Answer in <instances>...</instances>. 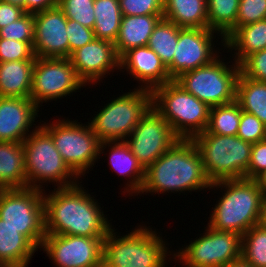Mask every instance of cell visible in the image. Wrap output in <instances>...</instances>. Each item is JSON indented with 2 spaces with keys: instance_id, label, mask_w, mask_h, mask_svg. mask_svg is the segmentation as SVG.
<instances>
[{
  "instance_id": "obj_1",
  "label": "cell",
  "mask_w": 266,
  "mask_h": 267,
  "mask_svg": "<svg viewBox=\"0 0 266 267\" xmlns=\"http://www.w3.org/2000/svg\"><path fill=\"white\" fill-rule=\"evenodd\" d=\"M85 191L78 182V185L54 188L48 195L43 193L46 235L106 237L112 225L94 196Z\"/></svg>"
},
{
  "instance_id": "obj_2",
  "label": "cell",
  "mask_w": 266,
  "mask_h": 267,
  "mask_svg": "<svg viewBox=\"0 0 266 267\" xmlns=\"http://www.w3.org/2000/svg\"><path fill=\"white\" fill-rule=\"evenodd\" d=\"M212 185L203 161L191 139H180L145 169L140 190L146 193L195 191Z\"/></svg>"
},
{
  "instance_id": "obj_3",
  "label": "cell",
  "mask_w": 266,
  "mask_h": 267,
  "mask_svg": "<svg viewBox=\"0 0 266 267\" xmlns=\"http://www.w3.org/2000/svg\"><path fill=\"white\" fill-rule=\"evenodd\" d=\"M218 186L224 187L225 193L213 208L207 225L242 236L259 223L264 196L254 179L221 180L208 189Z\"/></svg>"
},
{
  "instance_id": "obj_4",
  "label": "cell",
  "mask_w": 266,
  "mask_h": 267,
  "mask_svg": "<svg viewBox=\"0 0 266 267\" xmlns=\"http://www.w3.org/2000/svg\"><path fill=\"white\" fill-rule=\"evenodd\" d=\"M139 226L121 237L109 230L103 242L102 267H165L166 243L152 228Z\"/></svg>"
},
{
  "instance_id": "obj_5",
  "label": "cell",
  "mask_w": 266,
  "mask_h": 267,
  "mask_svg": "<svg viewBox=\"0 0 266 267\" xmlns=\"http://www.w3.org/2000/svg\"><path fill=\"white\" fill-rule=\"evenodd\" d=\"M200 153L211 183L247 179L252 143L237 135H216L206 130L191 139Z\"/></svg>"
},
{
  "instance_id": "obj_6",
  "label": "cell",
  "mask_w": 266,
  "mask_h": 267,
  "mask_svg": "<svg viewBox=\"0 0 266 267\" xmlns=\"http://www.w3.org/2000/svg\"><path fill=\"white\" fill-rule=\"evenodd\" d=\"M151 92L152 107L180 139H192L207 129L211 108L174 80Z\"/></svg>"
},
{
  "instance_id": "obj_7",
  "label": "cell",
  "mask_w": 266,
  "mask_h": 267,
  "mask_svg": "<svg viewBox=\"0 0 266 267\" xmlns=\"http://www.w3.org/2000/svg\"><path fill=\"white\" fill-rule=\"evenodd\" d=\"M35 128L23 142L27 187L44 190L46 182L58 183L57 188L78 184L80 177L64 162L52 136L41 125Z\"/></svg>"
},
{
  "instance_id": "obj_8",
  "label": "cell",
  "mask_w": 266,
  "mask_h": 267,
  "mask_svg": "<svg viewBox=\"0 0 266 267\" xmlns=\"http://www.w3.org/2000/svg\"><path fill=\"white\" fill-rule=\"evenodd\" d=\"M138 87L114 98L90 120L100 142L125 141L152 107V92Z\"/></svg>"
},
{
  "instance_id": "obj_9",
  "label": "cell",
  "mask_w": 266,
  "mask_h": 267,
  "mask_svg": "<svg viewBox=\"0 0 266 267\" xmlns=\"http://www.w3.org/2000/svg\"><path fill=\"white\" fill-rule=\"evenodd\" d=\"M217 56L209 64L182 73L174 81L210 108L236 100L239 65H230Z\"/></svg>"
},
{
  "instance_id": "obj_10",
  "label": "cell",
  "mask_w": 266,
  "mask_h": 267,
  "mask_svg": "<svg viewBox=\"0 0 266 267\" xmlns=\"http://www.w3.org/2000/svg\"><path fill=\"white\" fill-rule=\"evenodd\" d=\"M43 191L26 187L3 189L0 193V218L37 248L46 236Z\"/></svg>"
},
{
  "instance_id": "obj_11",
  "label": "cell",
  "mask_w": 266,
  "mask_h": 267,
  "mask_svg": "<svg viewBox=\"0 0 266 267\" xmlns=\"http://www.w3.org/2000/svg\"><path fill=\"white\" fill-rule=\"evenodd\" d=\"M47 124L45 122L41 125L52 136L64 162L78 177L84 176L85 171L93 167L96 159L100 158V141L91 125L88 123L82 126L79 122L68 119Z\"/></svg>"
},
{
  "instance_id": "obj_12",
  "label": "cell",
  "mask_w": 266,
  "mask_h": 267,
  "mask_svg": "<svg viewBox=\"0 0 266 267\" xmlns=\"http://www.w3.org/2000/svg\"><path fill=\"white\" fill-rule=\"evenodd\" d=\"M206 228L203 236L174 253V259L186 267H223L241 257V235Z\"/></svg>"
},
{
  "instance_id": "obj_13",
  "label": "cell",
  "mask_w": 266,
  "mask_h": 267,
  "mask_svg": "<svg viewBox=\"0 0 266 267\" xmlns=\"http://www.w3.org/2000/svg\"><path fill=\"white\" fill-rule=\"evenodd\" d=\"M83 86L85 83L69 58H35L30 98L38 107L44 101L61 99Z\"/></svg>"
},
{
  "instance_id": "obj_14",
  "label": "cell",
  "mask_w": 266,
  "mask_h": 267,
  "mask_svg": "<svg viewBox=\"0 0 266 267\" xmlns=\"http://www.w3.org/2000/svg\"><path fill=\"white\" fill-rule=\"evenodd\" d=\"M179 140L169 123L151 107L125 142L146 169Z\"/></svg>"
},
{
  "instance_id": "obj_15",
  "label": "cell",
  "mask_w": 266,
  "mask_h": 267,
  "mask_svg": "<svg viewBox=\"0 0 266 267\" xmlns=\"http://www.w3.org/2000/svg\"><path fill=\"white\" fill-rule=\"evenodd\" d=\"M104 238L46 235L40 248L57 267H102Z\"/></svg>"
},
{
  "instance_id": "obj_16",
  "label": "cell",
  "mask_w": 266,
  "mask_h": 267,
  "mask_svg": "<svg viewBox=\"0 0 266 267\" xmlns=\"http://www.w3.org/2000/svg\"><path fill=\"white\" fill-rule=\"evenodd\" d=\"M217 31L208 28H181L172 63L167 67L172 80L182 73L209 64L218 55L213 38ZM213 44V45H212Z\"/></svg>"
},
{
  "instance_id": "obj_17",
  "label": "cell",
  "mask_w": 266,
  "mask_h": 267,
  "mask_svg": "<svg viewBox=\"0 0 266 267\" xmlns=\"http://www.w3.org/2000/svg\"><path fill=\"white\" fill-rule=\"evenodd\" d=\"M35 38L33 51L35 57L69 58V40L67 37V18L57 5L45 11L33 14Z\"/></svg>"
},
{
  "instance_id": "obj_18",
  "label": "cell",
  "mask_w": 266,
  "mask_h": 267,
  "mask_svg": "<svg viewBox=\"0 0 266 267\" xmlns=\"http://www.w3.org/2000/svg\"><path fill=\"white\" fill-rule=\"evenodd\" d=\"M78 77L85 83H98L107 73L119 68L114 43L94 38L69 56Z\"/></svg>"
},
{
  "instance_id": "obj_19",
  "label": "cell",
  "mask_w": 266,
  "mask_h": 267,
  "mask_svg": "<svg viewBox=\"0 0 266 267\" xmlns=\"http://www.w3.org/2000/svg\"><path fill=\"white\" fill-rule=\"evenodd\" d=\"M38 108L31 98L0 97V141L24 142Z\"/></svg>"
},
{
  "instance_id": "obj_20",
  "label": "cell",
  "mask_w": 266,
  "mask_h": 267,
  "mask_svg": "<svg viewBox=\"0 0 266 267\" xmlns=\"http://www.w3.org/2000/svg\"><path fill=\"white\" fill-rule=\"evenodd\" d=\"M119 68H125L130 76L144 84L141 88L150 91L173 81L160 57L148 46L132 48L125 52L119 58Z\"/></svg>"
},
{
  "instance_id": "obj_21",
  "label": "cell",
  "mask_w": 266,
  "mask_h": 267,
  "mask_svg": "<svg viewBox=\"0 0 266 267\" xmlns=\"http://www.w3.org/2000/svg\"><path fill=\"white\" fill-rule=\"evenodd\" d=\"M111 145V146H110ZM110 146L111 151L109 152V165L116 173L120 176H128L130 178L129 184L125 188L129 195L141 194L140 190L144 183L145 169L138 162L137 158L131 152L130 147L125 141H106L100 142L99 154L103 153L106 147ZM129 187V188H128Z\"/></svg>"
},
{
  "instance_id": "obj_22",
  "label": "cell",
  "mask_w": 266,
  "mask_h": 267,
  "mask_svg": "<svg viewBox=\"0 0 266 267\" xmlns=\"http://www.w3.org/2000/svg\"><path fill=\"white\" fill-rule=\"evenodd\" d=\"M163 15H122L115 51L120 58L132 48L147 46L150 35Z\"/></svg>"
},
{
  "instance_id": "obj_23",
  "label": "cell",
  "mask_w": 266,
  "mask_h": 267,
  "mask_svg": "<svg viewBox=\"0 0 266 267\" xmlns=\"http://www.w3.org/2000/svg\"><path fill=\"white\" fill-rule=\"evenodd\" d=\"M36 249L26 236L0 218V262L7 267H26Z\"/></svg>"
},
{
  "instance_id": "obj_24",
  "label": "cell",
  "mask_w": 266,
  "mask_h": 267,
  "mask_svg": "<svg viewBox=\"0 0 266 267\" xmlns=\"http://www.w3.org/2000/svg\"><path fill=\"white\" fill-rule=\"evenodd\" d=\"M34 62H0V97L30 98Z\"/></svg>"
},
{
  "instance_id": "obj_25",
  "label": "cell",
  "mask_w": 266,
  "mask_h": 267,
  "mask_svg": "<svg viewBox=\"0 0 266 267\" xmlns=\"http://www.w3.org/2000/svg\"><path fill=\"white\" fill-rule=\"evenodd\" d=\"M23 142L0 141V186L3 189L27 187Z\"/></svg>"
},
{
  "instance_id": "obj_26",
  "label": "cell",
  "mask_w": 266,
  "mask_h": 267,
  "mask_svg": "<svg viewBox=\"0 0 266 267\" xmlns=\"http://www.w3.org/2000/svg\"><path fill=\"white\" fill-rule=\"evenodd\" d=\"M234 52L239 65L247 56L266 49V19L238 27L222 44Z\"/></svg>"
},
{
  "instance_id": "obj_27",
  "label": "cell",
  "mask_w": 266,
  "mask_h": 267,
  "mask_svg": "<svg viewBox=\"0 0 266 267\" xmlns=\"http://www.w3.org/2000/svg\"><path fill=\"white\" fill-rule=\"evenodd\" d=\"M163 18L181 28H208L207 0H164Z\"/></svg>"
},
{
  "instance_id": "obj_28",
  "label": "cell",
  "mask_w": 266,
  "mask_h": 267,
  "mask_svg": "<svg viewBox=\"0 0 266 267\" xmlns=\"http://www.w3.org/2000/svg\"><path fill=\"white\" fill-rule=\"evenodd\" d=\"M236 101L241 110L255 115L266 125V82H258L241 73L236 84Z\"/></svg>"
},
{
  "instance_id": "obj_29",
  "label": "cell",
  "mask_w": 266,
  "mask_h": 267,
  "mask_svg": "<svg viewBox=\"0 0 266 267\" xmlns=\"http://www.w3.org/2000/svg\"><path fill=\"white\" fill-rule=\"evenodd\" d=\"M95 24L93 27L95 38L114 43L117 39L122 13L119 0L94 1Z\"/></svg>"
},
{
  "instance_id": "obj_30",
  "label": "cell",
  "mask_w": 266,
  "mask_h": 267,
  "mask_svg": "<svg viewBox=\"0 0 266 267\" xmlns=\"http://www.w3.org/2000/svg\"><path fill=\"white\" fill-rule=\"evenodd\" d=\"M239 2L240 0H207L208 29L220 34L223 39L221 43L236 30Z\"/></svg>"
},
{
  "instance_id": "obj_31",
  "label": "cell",
  "mask_w": 266,
  "mask_h": 267,
  "mask_svg": "<svg viewBox=\"0 0 266 267\" xmlns=\"http://www.w3.org/2000/svg\"><path fill=\"white\" fill-rule=\"evenodd\" d=\"M180 29L173 22L162 18L148 40L147 46L160 57L166 68L172 63Z\"/></svg>"
},
{
  "instance_id": "obj_32",
  "label": "cell",
  "mask_w": 266,
  "mask_h": 267,
  "mask_svg": "<svg viewBox=\"0 0 266 267\" xmlns=\"http://www.w3.org/2000/svg\"><path fill=\"white\" fill-rule=\"evenodd\" d=\"M241 111V107L236 100L212 107L206 131L216 135H237Z\"/></svg>"
},
{
  "instance_id": "obj_33",
  "label": "cell",
  "mask_w": 266,
  "mask_h": 267,
  "mask_svg": "<svg viewBox=\"0 0 266 267\" xmlns=\"http://www.w3.org/2000/svg\"><path fill=\"white\" fill-rule=\"evenodd\" d=\"M241 256L254 267H266V229L259 224L242 235Z\"/></svg>"
},
{
  "instance_id": "obj_34",
  "label": "cell",
  "mask_w": 266,
  "mask_h": 267,
  "mask_svg": "<svg viewBox=\"0 0 266 267\" xmlns=\"http://www.w3.org/2000/svg\"><path fill=\"white\" fill-rule=\"evenodd\" d=\"M95 0H58V6L63 10L67 19L93 29L95 24Z\"/></svg>"
},
{
  "instance_id": "obj_35",
  "label": "cell",
  "mask_w": 266,
  "mask_h": 267,
  "mask_svg": "<svg viewBox=\"0 0 266 267\" xmlns=\"http://www.w3.org/2000/svg\"><path fill=\"white\" fill-rule=\"evenodd\" d=\"M0 38L21 42H34L35 23L33 14L25 13L17 21L0 29Z\"/></svg>"
},
{
  "instance_id": "obj_36",
  "label": "cell",
  "mask_w": 266,
  "mask_h": 267,
  "mask_svg": "<svg viewBox=\"0 0 266 267\" xmlns=\"http://www.w3.org/2000/svg\"><path fill=\"white\" fill-rule=\"evenodd\" d=\"M33 42L0 38V62L35 60Z\"/></svg>"
},
{
  "instance_id": "obj_37",
  "label": "cell",
  "mask_w": 266,
  "mask_h": 267,
  "mask_svg": "<svg viewBox=\"0 0 266 267\" xmlns=\"http://www.w3.org/2000/svg\"><path fill=\"white\" fill-rule=\"evenodd\" d=\"M237 136L252 144L265 140L266 125L255 115L242 110Z\"/></svg>"
},
{
  "instance_id": "obj_38",
  "label": "cell",
  "mask_w": 266,
  "mask_h": 267,
  "mask_svg": "<svg viewBox=\"0 0 266 267\" xmlns=\"http://www.w3.org/2000/svg\"><path fill=\"white\" fill-rule=\"evenodd\" d=\"M122 15H163L164 0H119Z\"/></svg>"
},
{
  "instance_id": "obj_39",
  "label": "cell",
  "mask_w": 266,
  "mask_h": 267,
  "mask_svg": "<svg viewBox=\"0 0 266 267\" xmlns=\"http://www.w3.org/2000/svg\"><path fill=\"white\" fill-rule=\"evenodd\" d=\"M266 19V0H240L236 29Z\"/></svg>"
},
{
  "instance_id": "obj_40",
  "label": "cell",
  "mask_w": 266,
  "mask_h": 267,
  "mask_svg": "<svg viewBox=\"0 0 266 267\" xmlns=\"http://www.w3.org/2000/svg\"><path fill=\"white\" fill-rule=\"evenodd\" d=\"M240 73L249 79L266 82V49L247 56L240 64Z\"/></svg>"
},
{
  "instance_id": "obj_41",
  "label": "cell",
  "mask_w": 266,
  "mask_h": 267,
  "mask_svg": "<svg viewBox=\"0 0 266 267\" xmlns=\"http://www.w3.org/2000/svg\"><path fill=\"white\" fill-rule=\"evenodd\" d=\"M66 32L69 40V56L73 51L89 44L95 38L93 29L70 19H67Z\"/></svg>"
},
{
  "instance_id": "obj_42",
  "label": "cell",
  "mask_w": 266,
  "mask_h": 267,
  "mask_svg": "<svg viewBox=\"0 0 266 267\" xmlns=\"http://www.w3.org/2000/svg\"><path fill=\"white\" fill-rule=\"evenodd\" d=\"M266 169V139L252 144L247 179H255Z\"/></svg>"
},
{
  "instance_id": "obj_43",
  "label": "cell",
  "mask_w": 266,
  "mask_h": 267,
  "mask_svg": "<svg viewBox=\"0 0 266 267\" xmlns=\"http://www.w3.org/2000/svg\"><path fill=\"white\" fill-rule=\"evenodd\" d=\"M25 14L24 9L0 0V29L17 21Z\"/></svg>"
},
{
  "instance_id": "obj_44",
  "label": "cell",
  "mask_w": 266,
  "mask_h": 267,
  "mask_svg": "<svg viewBox=\"0 0 266 267\" xmlns=\"http://www.w3.org/2000/svg\"><path fill=\"white\" fill-rule=\"evenodd\" d=\"M58 5V0H25V13L35 14Z\"/></svg>"
},
{
  "instance_id": "obj_45",
  "label": "cell",
  "mask_w": 266,
  "mask_h": 267,
  "mask_svg": "<svg viewBox=\"0 0 266 267\" xmlns=\"http://www.w3.org/2000/svg\"><path fill=\"white\" fill-rule=\"evenodd\" d=\"M254 180L257 182L263 196H266V169L261 172Z\"/></svg>"
},
{
  "instance_id": "obj_46",
  "label": "cell",
  "mask_w": 266,
  "mask_h": 267,
  "mask_svg": "<svg viewBox=\"0 0 266 267\" xmlns=\"http://www.w3.org/2000/svg\"><path fill=\"white\" fill-rule=\"evenodd\" d=\"M223 267H254L253 265H251L247 260H245L242 256L232 262H230L229 264H227L226 266Z\"/></svg>"
},
{
  "instance_id": "obj_47",
  "label": "cell",
  "mask_w": 266,
  "mask_h": 267,
  "mask_svg": "<svg viewBox=\"0 0 266 267\" xmlns=\"http://www.w3.org/2000/svg\"><path fill=\"white\" fill-rule=\"evenodd\" d=\"M261 227L266 229V196L263 197L262 207L260 212L259 223Z\"/></svg>"
},
{
  "instance_id": "obj_48",
  "label": "cell",
  "mask_w": 266,
  "mask_h": 267,
  "mask_svg": "<svg viewBox=\"0 0 266 267\" xmlns=\"http://www.w3.org/2000/svg\"><path fill=\"white\" fill-rule=\"evenodd\" d=\"M1 1H4L6 3H11L12 5L19 6L22 9H24V11H25V0H1Z\"/></svg>"
},
{
  "instance_id": "obj_49",
  "label": "cell",
  "mask_w": 266,
  "mask_h": 267,
  "mask_svg": "<svg viewBox=\"0 0 266 267\" xmlns=\"http://www.w3.org/2000/svg\"><path fill=\"white\" fill-rule=\"evenodd\" d=\"M0 267H7V266L3 264L2 262H0Z\"/></svg>"
}]
</instances>
